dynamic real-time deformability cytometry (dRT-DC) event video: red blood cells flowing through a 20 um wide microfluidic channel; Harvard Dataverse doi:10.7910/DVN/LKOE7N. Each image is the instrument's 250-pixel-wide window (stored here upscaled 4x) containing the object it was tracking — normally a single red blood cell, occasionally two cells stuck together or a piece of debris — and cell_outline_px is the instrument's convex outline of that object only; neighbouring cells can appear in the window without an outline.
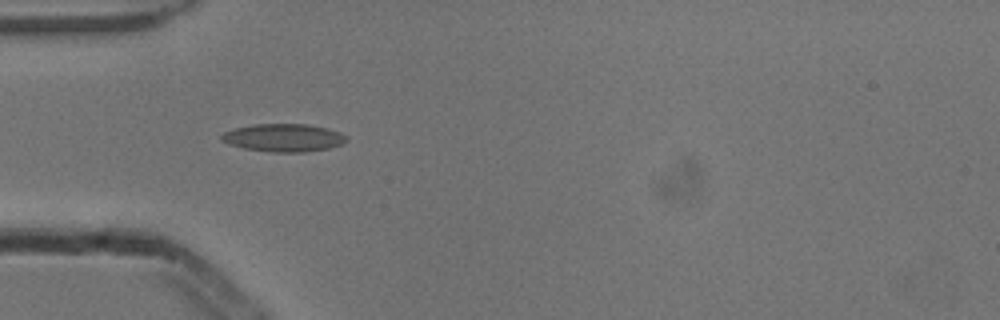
{"species": "common noctule bat (a hibernating species)", "species_latin": "Nyctalus noctula", "temperature_condition": "cold", "stored_images_in_passage": 38, "camera_frame_rate_fps": 3000, "um_per_image_px": 0.085, "animal": {"sex": "male", "body_mass_g": 13.3}, "frame": {"image": 1, "passage_image": 1, "time_ms": 0.0, "image_size_px": [1000, 320], "cell_outline_px": [[348, 140], [344, 144], [328, 148], [304, 152], [272, 152], [244, 148], [228, 144], [220, 140], [220, 136], [224, 132], [236, 128], [252, 124], [308, 124], [328, 128], [340, 132], [348, 136]], "centroid_in_image_um": [24.13, 11.7], "position_along_channel_um": 60.9, "area_um2": 20.46}}
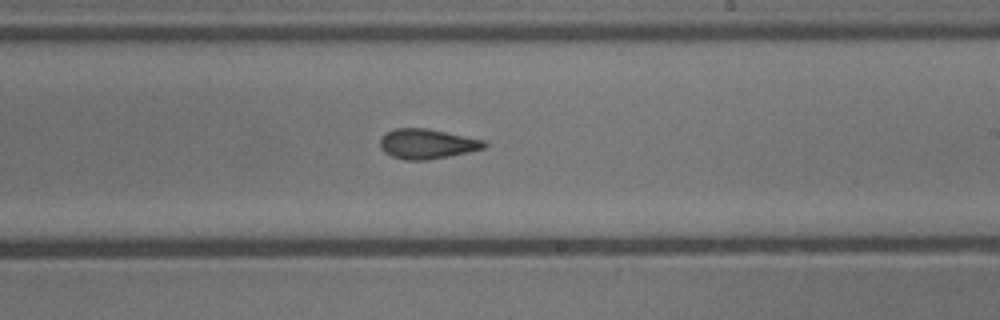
{"frame": {"image": 2, "passage_image": 16, "time_ms": 5.0, "image_size_px": [1000, 320], "cell_outline_px": [[488, 144], [484, 148], [468, 152], [428, 160], [408, 160], [392, 156], [384, 152], [380, 148], [380, 140], [384, 132], [392, 128], [428, 128], [484, 140]], "centroid_in_image_um": [36.26, 12.21], "position_along_channel_um": 252.7, "area_um2": 18.21}}
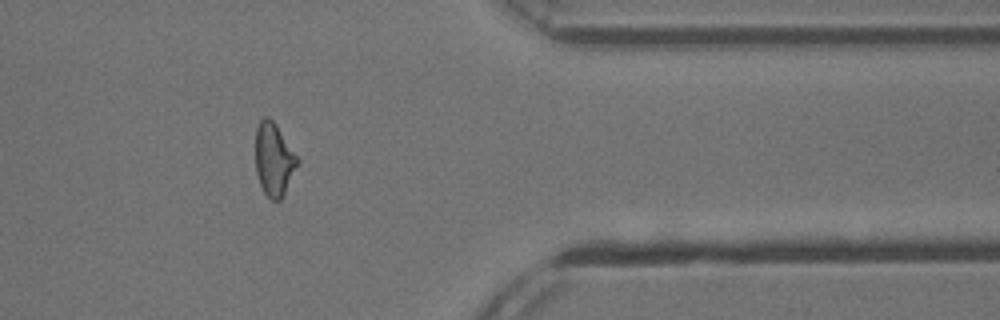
{"frame": {"image": 3, "passage_image": 28, "time_ms": 9.0, "image_size_px": [1000, 320], "cell_outline_px": [[300, 164], [280, 200], [272, 200], [264, 192], [260, 184], [256, 172], [256, 128], [260, 120], [264, 116], [268, 116], [276, 124], [300, 160]], "centroid_in_image_um": [23.3, 13.54], "position_along_channel_um": 388.1, "area_um2": 17.86}, "authors_computed_cell_mechanics": {"area_um2": 18.3804, "velocity_mm_per_s": 3.8587, "shape_relaxation_time_tau1_ms": null, "shape_relaxation_time_tau2_ms": 3.2795, "deformation_change_tau1": null, "deformation_change_tau2": 0.1028}}